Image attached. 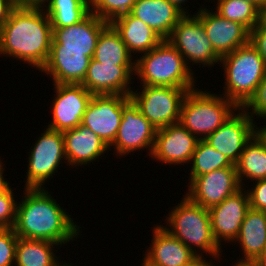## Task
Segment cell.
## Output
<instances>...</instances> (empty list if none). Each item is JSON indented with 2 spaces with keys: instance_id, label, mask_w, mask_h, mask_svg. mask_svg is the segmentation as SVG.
<instances>
[{
  "instance_id": "1",
  "label": "cell",
  "mask_w": 266,
  "mask_h": 266,
  "mask_svg": "<svg viewBox=\"0 0 266 266\" xmlns=\"http://www.w3.org/2000/svg\"><path fill=\"white\" fill-rule=\"evenodd\" d=\"M52 43V25L45 9L35 2L17 6L0 27V55L13 57L41 70Z\"/></svg>"
},
{
  "instance_id": "2",
  "label": "cell",
  "mask_w": 266,
  "mask_h": 266,
  "mask_svg": "<svg viewBox=\"0 0 266 266\" xmlns=\"http://www.w3.org/2000/svg\"><path fill=\"white\" fill-rule=\"evenodd\" d=\"M17 202L14 232L18 237L46 240L62 246L80 235V226L45 188H24Z\"/></svg>"
},
{
  "instance_id": "3",
  "label": "cell",
  "mask_w": 266,
  "mask_h": 266,
  "mask_svg": "<svg viewBox=\"0 0 266 266\" xmlns=\"http://www.w3.org/2000/svg\"><path fill=\"white\" fill-rule=\"evenodd\" d=\"M135 57V72L142 86L177 87L187 91L197 84L194 72L186 64L183 56L167 40H162L155 48ZM138 58V59H137Z\"/></svg>"
},
{
  "instance_id": "4",
  "label": "cell",
  "mask_w": 266,
  "mask_h": 266,
  "mask_svg": "<svg viewBox=\"0 0 266 266\" xmlns=\"http://www.w3.org/2000/svg\"><path fill=\"white\" fill-rule=\"evenodd\" d=\"M182 198L177 206L171 208L169 216H166L169 227L161 225L162 228L182 241L196 255L208 253L214 260L218 258L220 261L223 250L214 239L209 210L193 203L185 195Z\"/></svg>"
},
{
  "instance_id": "5",
  "label": "cell",
  "mask_w": 266,
  "mask_h": 266,
  "mask_svg": "<svg viewBox=\"0 0 266 266\" xmlns=\"http://www.w3.org/2000/svg\"><path fill=\"white\" fill-rule=\"evenodd\" d=\"M225 78L224 95L242 108L266 74L263 58L250 41L220 58Z\"/></svg>"
},
{
  "instance_id": "6",
  "label": "cell",
  "mask_w": 266,
  "mask_h": 266,
  "mask_svg": "<svg viewBox=\"0 0 266 266\" xmlns=\"http://www.w3.org/2000/svg\"><path fill=\"white\" fill-rule=\"evenodd\" d=\"M193 89L185 95L179 122L198 140H205L239 108L221 94Z\"/></svg>"
},
{
  "instance_id": "7",
  "label": "cell",
  "mask_w": 266,
  "mask_h": 266,
  "mask_svg": "<svg viewBox=\"0 0 266 266\" xmlns=\"http://www.w3.org/2000/svg\"><path fill=\"white\" fill-rule=\"evenodd\" d=\"M130 93V99L142 115L156 128L179 122L180 110L187 90L177 87L141 86Z\"/></svg>"
},
{
  "instance_id": "8",
  "label": "cell",
  "mask_w": 266,
  "mask_h": 266,
  "mask_svg": "<svg viewBox=\"0 0 266 266\" xmlns=\"http://www.w3.org/2000/svg\"><path fill=\"white\" fill-rule=\"evenodd\" d=\"M31 146L25 188H46L44 184L58 172L65 155L64 137L61 131L46 128ZM33 147V148H32Z\"/></svg>"
},
{
  "instance_id": "9",
  "label": "cell",
  "mask_w": 266,
  "mask_h": 266,
  "mask_svg": "<svg viewBox=\"0 0 266 266\" xmlns=\"http://www.w3.org/2000/svg\"><path fill=\"white\" fill-rule=\"evenodd\" d=\"M167 41L183 56L189 68L190 63L211 68L220 62L221 57L215 52L203 24L195 14L184 15Z\"/></svg>"
},
{
  "instance_id": "10",
  "label": "cell",
  "mask_w": 266,
  "mask_h": 266,
  "mask_svg": "<svg viewBox=\"0 0 266 266\" xmlns=\"http://www.w3.org/2000/svg\"><path fill=\"white\" fill-rule=\"evenodd\" d=\"M156 132L157 129L142 115L129 97L123 103L121 124L109 151L113 147L114 153L121 157L146 148L151 157Z\"/></svg>"
},
{
  "instance_id": "11",
  "label": "cell",
  "mask_w": 266,
  "mask_h": 266,
  "mask_svg": "<svg viewBox=\"0 0 266 266\" xmlns=\"http://www.w3.org/2000/svg\"><path fill=\"white\" fill-rule=\"evenodd\" d=\"M128 98L122 94L92 95L81 125L90 129L110 148L121 124L123 103Z\"/></svg>"
},
{
  "instance_id": "12",
  "label": "cell",
  "mask_w": 266,
  "mask_h": 266,
  "mask_svg": "<svg viewBox=\"0 0 266 266\" xmlns=\"http://www.w3.org/2000/svg\"><path fill=\"white\" fill-rule=\"evenodd\" d=\"M189 181L188 192L185 196L193 203L208 210L242 188L236 167L216 169L193 177Z\"/></svg>"
},
{
  "instance_id": "13",
  "label": "cell",
  "mask_w": 266,
  "mask_h": 266,
  "mask_svg": "<svg viewBox=\"0 0 266 266\" xmlns=\"http://www.w3.org/2000/svg\"><path fill=\"white\" fill-rule=\"evenodd\" d=\"M255 124L245 110L238 108L237 113L234 112L205 141L235 165L245 145L261 129V126L258 128Z\"/></svg>"
},
{
  "instance_id": "14",
  "label": "cell",
  "mask_w": 266,
  "mask_h": 266,
  "mask_svg": "<svg viewBox=\"0 0 266 266\" xmlns=\"http://www.w3.org/2000/svg\"><path fill=\"white\" fill-rule=\"evenodd\" d=\"M52 121L47 128L64 132L82 124L92 94L82 84H53Z\"/></svg>"
},
{
  "instance_id": "15",
  "label": "cell",
  "mask_w": 266,
  "mask_h": 266,
  "mask_svg": "<svg viewBox=\"0 0 266 266\" xmlns=\"http://www.w3.org/2000/svg\"><path fill=\"white\" fill-rule=\"evenodd\" d=\"M245 190L242 187L235 194L209 209L212 233L220 247L223 241L235 243L239 235L245 214L250 208L248 191Z\"/></svg>"
},
{
  "instance_id": "16",
  "label": "cell",
  "mask_w": 266,
  "mask_h": 266,
  "mask_svg": "<svg viewBox=\"0 0 266 266\" xmlns=\"http://www.w3.org/2000/svg\"><path fill=\"white\" fill-rule=\"evenodd\" d=\"M199 140L180 122L157 129L152 160L164 165L188 164Z\"/></svg>"
},
{
  "instance_id": "17",
  "label": "cell",
  "mask_w": 266,
  "mask_h": 266,
  "mask_svg": "<svg viewBox=\"0 0 266 266\" xmlns=\"http://www.w3.org/2000/svg\"><path fill=\"white\" fill-rule=\"evenodd\" d=\"M200 19L215 52L223 57L249 42L250 31L241 23L221 17L217 12L199 8Z\"/></svg>"
},
{
  "instance_id": "18",
  "label": "cell",
  "mask_w": 266,
  "mask_h": 266,
  "mask_svg": "<svg viewBox=\"0 0 266 266\" xmlns=\"http://www.w3.org/2000/svg\"><path fill=\"white\" fill-rule=\"evenodd\" d=\"M135 65L101 64L91 58L81 83L92 95L122 94L130 96Z\"/></svg>"
},
{
  "instance_id": "19",
  "label": "cell",
  "mask_w": 266,
  "mask_h": 266,
  "mask_svg": "<svg viewBox=\"0 0 266 266\" xmlns=\"http://www.w3.org/2000/svg\"><path fill=\"white\" fill-rule=\"evenodd\" d=\"M109 22L90 13L81 22L63 27L52 28V43L50 50L87 51V56L93 57L98 37Z\"/></svg>"
},
{
  "instance_id": "20",
  "label": "cell",
  "mask_w": 266,
  "mask_h": 266,
  "mask_svg": "<svg viewBox=\"0 0 266 266\" xmlns=\"http://www.w3.org/2000/svg\"><path fill=\"white\" fill-rule=\"evenodd\" d=\"M150 247L143 262L148 266H186L196 254L182 241L170 235L162 226H154Z\"/></svg>"
},
{
  "instance_id": "21",
  "label": "cell",
  "mask_w": 266,
  "mask_h": 266,
  "mask_svg": "<svg viewBox=\"0 0 266 266\" xmlns=\"http://www.w3.org/2000/svg\"><path fill=\"white\" fill-rule=\"evenodd\" d=\"M90 60L87 51L50 50L48 60L40 71L50 75L53 84H81Z\"/></svg>"
},
{
  "instance_id": "22",
  "label": "cell",
  "mask_w": 266,
  "mask_h": 266,
  "mask_svg": "<svg viewBox=\"0 0 266 266\" xmlns=\"http://www.w3.org/2000/svg\"><path fill=\"white\" fill-rule=\"evenodd\" d=\"M63 133L68 166L78 167L95 161L108 152L109 147L90 129L79 125ZM100 156V157H99Z\"/></svg>"
},
{
  "instance_id": "23",
  "label": "cell",
  "mask_w": 266,
  "mask_h": 266,
  "mask_svg": "<svg viewBox=\"0 0 266 266\" xmlns=\"http://www.w3.org/2000/svg\"><path fill=\"white\" fill-rule=\"evenodd\" d=\"M146 23L163 40H167L173 28L184 14L168 0H137L130 12Z\"/></svg>"
},
{
  "instance_id": "24",
  "label": "cell",
  "mask_w": 266,
  "mask_h": 266,
  "mask_svg": "<svg viewBox=\"0 0 266 266\" xmlns=\"http://www.w3.org/2000/svg\"><path fill=\"white\" fill-rule=\"evenodd\" d=\"M110 24L119 33L131 55L147 53L163 40L146 23L131 13L118 16Z\"/></svg>"
},
{
  "instance_id": "25",
  "label": "cell",
  "mask_w": 266,
  "mask_h": 266,
  "mask_svg": "<svg viewBox=\"0 0 266 266\" xmlns=\"http://www.w3.org/2000/svg\"><path fill=\"white\" fill-rule=\"evenodd\" d=\"M235 242L242 248L238 263H255L266 246V212L249 208Z\"/></svg>"
},
{
  "instance_id": "26",
  "label": "cell",
  "mask_w": 266,
  "mask_h": 266,
  "mask_svg": "<svg viewBox=\"0 0 266 266\" xmlns=\"http://www.w3.org/2000/svg\"><path fill=\"white\" fill-rule=\"evenodd\" d=\"M235 166L243 188L246 179L252 182L266 179V132L262 128L245 145Z\"/></svg>"
},
{
  "instance_id": "27",
  "label": "cell",
  "mask_w": 266,
  "mask_h": 266,
  "mask_svg": "<svg viewBox=\"0 0 266 266\" xmlns=\"http://www.w3.org/2000/svg\"><path fill=\"white\" fill-rule=\"evenodd\" d=\"M55 246L59 244L18 237L14 266H61L63 261H58Z\"/></svg>"
},
{
  "instance_id": "28",
  "label": "cell",
  "mask_w": 266,
  "mask_h": 266,
  "mask_svg": "<svg viewBox=\"0 0 266 266\" xmlns=\"http://www.w3.org/2000/svg\"><path fill=\"white\" fill-rule=\"evenodd\" d=\"M92 59L101 64L135 65L133 55L110 23L101 31Z\"/></svg>"
},
{
  "instance_id": "29",
  "label": "cell",
  "mask_w": 266,
  "mask_h": 266,
  "mask_svg": "<svg viewBox=\"0 0 266 266\" xmlns=\"http://www.w3.org/2000/svg\"><path fill=\"white\" fill-rule=\"evenodd\" d=\"M38 2L43 9H46L52 28L77 24L91 13L90 4L83 0H39Z\"/></svg>"
},
{
  "instance_id": "30",
  "label": "cell",
  "mask_w": 266,
  "mask_h": 266,
  "mask_svg": "<svg viewBox=\"0 0 266 266\" xmlns=\"http://www.w3.org/2000/svg\"><path fill=\"white\" fill-rule=\"evenodd\" d=\"M192 167L190 169V179L200 176L216 169L225 167H236L223 154L214 149L205 140L197 142L195 151L190 160Z\"/></svg>"
},
{
  "instance_id": "31",
  "label": "cell",
  "mask_w": 266,
  "mask_h": 266,
  "mask_svg": "<svg viewBox=\"0 0 266 266\" xmlns=\"http://www.w3.org/2000/svg\"><path fill=\"white\" fill-rule=\"evenodd\" d=\"M215 9L221 17L239 22L249 31L258 23V9L247 1L217 0Z\"/></svg>"
},
{
  "instance_id": "32",
  "label": "cell",
  "mask_w": 266,
  "mask_h": 266,
  "mask_svg": "<svg viewBox=\"0 0 266 266\" xmlns=\"http://www.w3.org/2000/svg\"><path fill=\"white\" fill-rule=\"evenodd\" d=\"M136 1L137 0H92L90 12L110 23L118 16L130 13Z\"/></svg>"
},
{
  "instance_id": "33",
  "label": "cell",
  "mask_w": 266,
  "mask_h": 266,
  "mask_svg": "<svg viewBox=\"0 0 266 266\" xmlns=\"http://www.w3.org/2000/svg\"><path fill=\"white\" fill-rule=\"evenodd\" d=\"M17 240L13 228H0V266H14Z\"/></svg>"
},
{
  "instance_id": "34",
  "label": "cell",
  "mask_w": 266,
  "mask_h": 266,
  "mask_svg": "<svg viewBox=\"0 0 266 266\" xmlns=\"http://www.w3.org/2000/svg\"><path fill=\"white\" fill-rule=\"evenodd\" d=\"M11 186L0 193V228H13L16 221L15 195Z\"/></svg>"
},
{
  "instance_id": "35",
  "label": "cell",
  "mask_w": 266,
  "mask_h": 266,
  "mask_svg": "<svg viewBox=\"0 0 266 266\" xmlns=\"http://www.w3.org/2000/svg\"><path fill=\"white\" fill-rule=\"evenodd\" d=\"M243 110L252 118H261L266 121V74L262 82L258 85L254 95L242 107ZM249 110L251 112H249ZM257 118H253V117Z\"/></svg>"
},
{
  "instance_id": "36",
  "label": "cell",
  "mask_w": 266,
  "mask_h": 266,
  "mask_svg": "<svg viewBox=\"0 0 266 266\" xmlns=\"http://www.w3.org/2000/svg\"><path fill=\"white\" fill-rule=\"evenodd\" d=\"M253 185L247 187L250 208L266 212V179L253 181Z\"/></svg>"
},
{
  "instance_id": "37",
  "label": "cell",
  "mask_w": 266,
  "mask_h": 266,
  "mask_svg": "<svg viewBox=\"0 0 266 266\" xmlns=\"http://www.w3.org/2000/svg\"><path fill=\"white\" fill-rule=\"evenodd\" d=\"M249 41L259 52L266 66V29H262L258 25H256L250 31Z\"/></svg>"
},
{
  "instance_id": "38",
  "label": "cell",
  "mask_w": 266,
  "mask_h": 266,
  "mask_svg": "<svg viewBox=\"0 0 266 266\" xmlns=\"http://www.w3.org/2000/svg\"><path fill=\"white\" fill-rule=\"evenodd\" d=\"M17 5L11 0H0V27L8 20Z\"/></svg>"
},
{
  "instance_id": "39",
  "label": "cell",
  "mask_w": 266,
  "mask_h": 266,
  "mask_svg": "<svg viewBox=\"0 0 266 266\" xmlns=\"http://www.w3.org/2000/svg\"><path fill=\"white\" fill-rule=\"evenodd\" d=\"M210 260H206L203 255H196L186 266H215Z\"/></svg>"
},
{
  "instance_id": "40",
  "label": "cell",
  "mask_w": 266,
  "mask_h": 266,
  "mask_svg": "<svg viewBox=\"0 0 266 266\" xmlns=\"http://www.w3.org/2000/svg\"><path fill=\"white\" fill-rule=\"evenodd\" d=\"M257 25L262 29H266V1L258 9V23H257Z\"/></svg>"
},
{
  "instance_id": "41",
  "label": "cell",
  "mask_w": 266,
  "mask_h": 266,
  "mask_svg": "<svg viewBox=\"0 0 266 266\" xmlns=\"http://www.w3.org/2000/svg\"><path fill=\"white\" fill-rule=\"evenodd\" d=\"M172 5H174L177 9H179L184 15H188V11L187 8L188 7H183V5L185 6V2L187 4V0H168Z\"/></svg>"
},
{
  "instance_id": "42",
  "label": "cell",
  "mask_w": 266,
  "mask_h": 266,
  "mask_svg": "<svg viewBox=\"0 0 266 266\" xmlns=\"http://www.w3.org/2000/svg\"><path fill=\"white\" fill-rule=\"evenodd\" d=\"M4 162H2V160H0V193L5 191L9 186L10 183L5 181L4 176H3V168H4Z\"/></svg>"
},
{
  "instance_id": "43",
  "label": "cell",
  "mask_w": 266,
  "mask_h": 266,
  "mask_svg": "<svg viewBox=\"0 0 266 266\" xmlns=\"http://www.w3.org/2000/svg\"><path fill=\"white\" fill-rule=\"evenodd\" d=\"M255 264L257 266H266V246L264 247L261 256L256 260Z\"/></svg>"
},
{
  "instance_id": "44",
  "label": "cell",
  "mask_w": 266,
  "mask_h": 266,
  "mask_svg": "<svg viewBox=\"0 0 266 266\" xmlns=\"http://www.w3.org/2000/svg\"><path fill=\"white\" fill-rule=\"evenodd\" d=\"M14 2L17 6H23V5H29L35 3L34 0H11Z\"/></svg>"
},
{
  "instance_id": "45",
  "label": "cell",
  "mask_w": 266,
  "mask_h": 266,
  "mask_svg": "<svg viewBox=\"0 0 266 266\" xmlns=\"http://www.w3.org/2000/svg\"><path fill=\"white\" fill-rule=\"evenodd\" d=\"M242 1H247L253 4L257 9L261 7V5L265 2L264 0H242Z\"/></svg>"
},
{
  "instance_id": "46",
  "label": "cell",
  "mask_w": 266,
  "mask_h": 266,
  "mask_svg": "<svg viewBox=\"0 0 266 266\" xmlns=\"http://www.w3.org/2000/svg\"><path fill=\"white\" fill-rule=\"evenodd\" d=\"M233 266H257L255 263H238L235 262Z\"/></svg>"
},
{
  "instance_id": "47",
  "label": "cell",
  "mask_w": 266,
  "mask_h": 266,
  "mask_svg": "<svg viewBox=\"0 0 266 266\" xmlns=\"http://www.w3.org/2000/svg\"><path fill=\"white\" fill-rule=\"evenodd\" d=\"M61 266H73L71 263H66V261Z\"/></svg>"
},
{
  "instance_id": "48",
  "label": "cell",
  "mask_w": 266,
  "mask_h": 266,
  "mask_svg": "<svg viewBox=\"0 0 266 266\" xmlns=\"http://www.w3.org/2000/svg\"><path fill=\"white\" fill-rule=\"evenodd\" d=\"M84 2H87L89 4H91L92 0H83Z\"/></svg>"
},
{
  "instance_id": "49",
  "label": "cell",
  "mask_w": 266,
  "mask_h": 266,
  "mask_svg": "<svg viewBox=\"0 0 266 266\" xmlns=\"http://www.w3.org/2000/svg\"><path fill=\"white\" fill-rule=\"evenodd\" d=\"M141 266H148V265L142 261Z\"/></svg>"
},
{
  "instance_id": "50",
  "label": "cell",
  "mask_w": 266,
  "mask_h": 266,
  "mask_svg": "<svg viewBox=\"0 0 266 266\" xmlns=\"http://www.w3.org/2000/svg\"><path fill=\"white\" fill-rule=\"evenodd\" d=\"M261 128H262L263 130H266V125H263Z\"/></svg>"
}]
</instances>
